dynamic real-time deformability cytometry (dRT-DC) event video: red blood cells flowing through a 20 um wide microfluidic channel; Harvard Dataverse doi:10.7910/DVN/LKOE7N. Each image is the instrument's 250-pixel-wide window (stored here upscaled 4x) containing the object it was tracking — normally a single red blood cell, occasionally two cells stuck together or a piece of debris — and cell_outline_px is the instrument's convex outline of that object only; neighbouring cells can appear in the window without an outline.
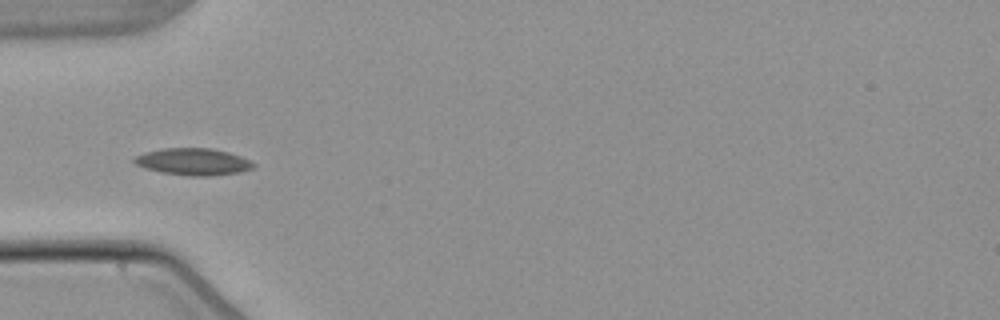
{"species": "common noctule bat (a hibernating species)", "species_latin": "Nyctalus noctula", "temperature_condition": "warm", "stored_images_in_passage": 7, "camera_frame_rate_fps": 3000, "um_per_image_px": 0.085, "animal": {"sex": "male", "body_mass_g": 21.5, "forearm_length_mm": 52.0}, "frame": {"image": 1, "passage_image": 5, "time_ms": 6.0, "image_size_px": [1000, 320], "cell_outline_px": [[256, 168], [240, 172], [208, 176], [192, 176], [160, 172], [144, 168], [136, 164], [132, 160], [136, 156], [144, 152], [160, 148], [212, 148], [228, 152], [240, 156], [256, 164]], "centroid_in_image_um": [16.42, 13.74], "position_along_channel_um": 68.6, "area_um2": 18.79}}